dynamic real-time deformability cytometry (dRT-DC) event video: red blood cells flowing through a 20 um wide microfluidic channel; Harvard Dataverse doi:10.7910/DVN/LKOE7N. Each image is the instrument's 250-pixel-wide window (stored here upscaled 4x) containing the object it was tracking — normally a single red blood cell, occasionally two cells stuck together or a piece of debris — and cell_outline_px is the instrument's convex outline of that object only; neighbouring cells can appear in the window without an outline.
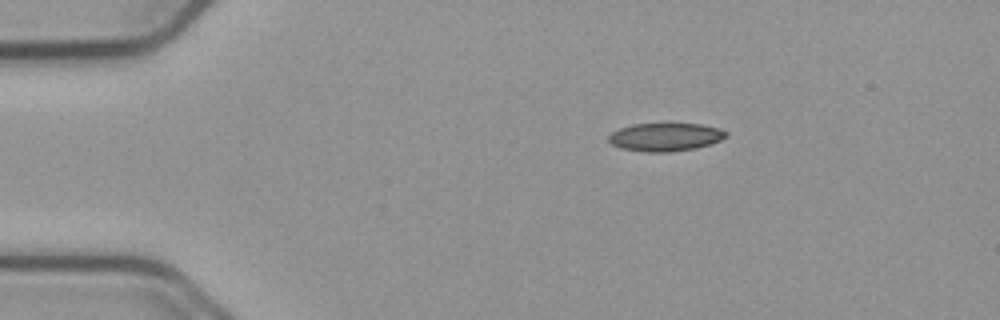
{"species": "common noctule bat (a hibernating species)", "species_latin": "Nyctalus noctula", "temperature_condition": "cold", "stored_images_in_passage": 46, "camera_frame_rate_fps": 3000, "um_per_image_px": 0.085, "animal": {"sex": "male", "body_mass_g": 23.1, "forearm_length_mm": 52.7}, "frame": {"image": 1, "passage_image": 1, "time_ms": 0.0, "image_size_px": [1000, 320], "cell_outline_px": [[728, 136], [720, 140], [696, 148], [668, 152], [644, 152], [620, 148], [612, 144], [608, 140], [608, 136], [612, 132], [620, 128], [632, 124], [700, 124], [720, 128], [728, 132]], "centroid_in_image_um": [56.55, 11.65], "position_along_channel_um": 28.5, "area_um2": 19.25}}
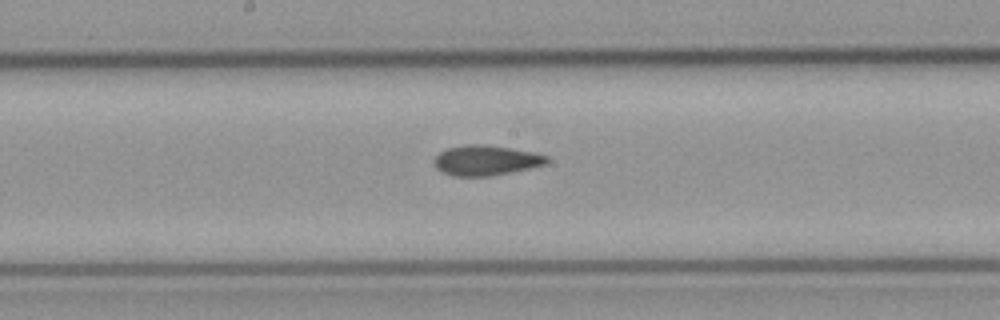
{"frame": {"image": 2, "passage_image": 20, "time_ms": 6.333, "image_size_px": [1000, 320], "cell_outline_px": [[548, 160], [544, 164], [528, 168], [488, 176], [452, 176], [440, 172], [436, 168], [432, 160], [440, 152], [448, 148], [464, 144], [484, 144], [532, 152], [548, 156]], "centroid_in_image_um": [41.21, 13.63], "position_along_channel_um": 207.0, "area_um2": 19.59}}
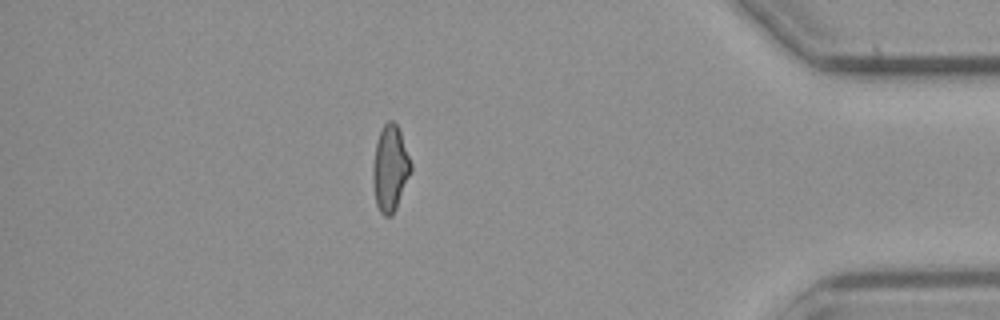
{"frame": {"image": 3, "passage_image": 39, "time_ms": 12.667, "image_size_px": [1000, 320], "cell_outline_px": [[412, 172], [396, 208], [392, 216], [384, 216], [380, 212], [376, 204], [372, 180], [372, 168], [376, 144], [380, 132], [384, 124], [388, 120], [392, 120], [396, 124], [400, 132], [412, 164]], "centroid_in_image_um": [33.17, 14.34], "position_along_channel_um": 402.0, "area_um2": 19.07}, "authors_computed_cell_mechanics": {"area_um2": 19.5075, "velocity_mm_per_s": 3.766, "shape_relaxation_time_tau1_ms": null, "shape_relaxation_time_tau2_ms": 3.7477, "deformation_change_tau1": null, "deformation_change_tau2": 0.0916}}